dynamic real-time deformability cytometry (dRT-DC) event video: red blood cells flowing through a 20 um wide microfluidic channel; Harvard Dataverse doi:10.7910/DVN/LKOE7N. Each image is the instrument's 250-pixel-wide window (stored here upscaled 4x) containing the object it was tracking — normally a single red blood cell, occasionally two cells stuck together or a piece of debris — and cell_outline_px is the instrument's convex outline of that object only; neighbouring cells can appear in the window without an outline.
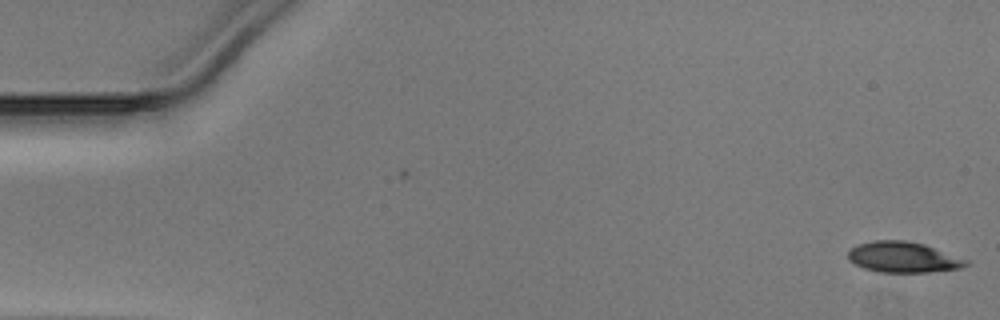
{"species": "Egyptian fruit bat (a non-hibernating species)", "species_latin": "Rousettus aegyptiacus", "temperature_condition": "warm", "stored_images_in_passage": 5, "camera_frame_rate_fps": 3000, "um_per_image_px": 0.085, "animal": {"sex": "male"}, "frame": {"image": 1, "passage_image": 5, "time_ms": 1.333, "image_size_px": [1000, 320], "cell_outline_px": [[972, 260], [968, 264], [960, 268], [928, 272], [880, 272], [864, 268], [848, 260], [848, 248], [856, 244], [872, 240], [908, 240], [924, 244]], "centroid_in_image_um": [76.78, 21.84], "position_along_channel_um": 8.2, "area_um2": 21.44}}